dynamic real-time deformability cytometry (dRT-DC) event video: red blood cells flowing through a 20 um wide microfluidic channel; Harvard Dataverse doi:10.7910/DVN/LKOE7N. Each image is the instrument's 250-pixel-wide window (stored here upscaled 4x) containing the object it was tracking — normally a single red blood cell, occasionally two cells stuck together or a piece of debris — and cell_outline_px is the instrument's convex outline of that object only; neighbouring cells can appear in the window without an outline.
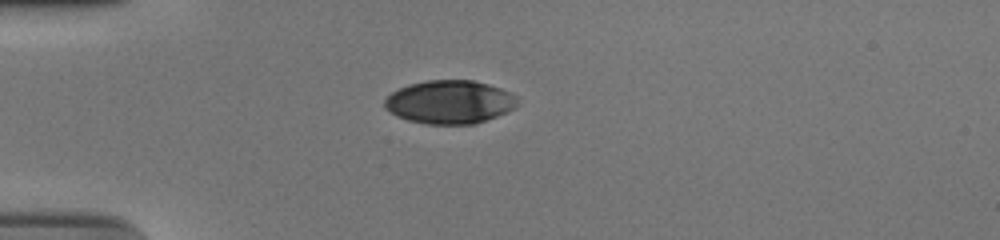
{"species": "human", "species_latin": "Homo sapiens", "temperature_condition": "cold", "stored_images_in_passage": 41, "camera_frame_rate_fps": 3000, "um_per_image_px": 0.085, "donor": {"sex": "male"}, "frame": {"image": 1, "passage_image": 1, "time_ms": 0.0, "image_size_px": [1000, 240], "cell_outline_px": [[516, 108], [496, 116], [472, 124], [428, 124], [408, 120], [396, 116], [384, 108], [384, 100], [392, 92], [408, 84], [428, 80], [472, 80], [488, 84], [512, 92], [516, 96]], "centroid_in_image_um": [38.21, 8.66], "position_along_channel_um": 46.8, "area_um2": 33.52}}
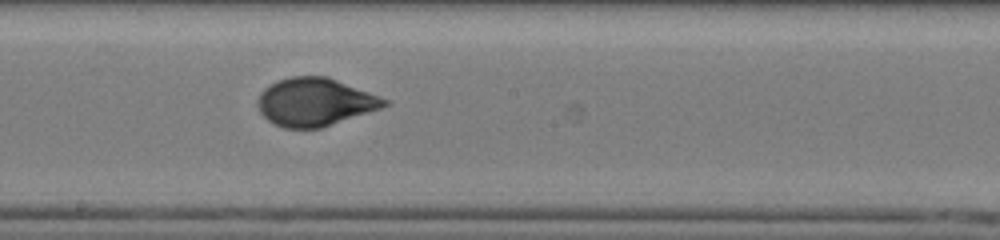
{"frame": {"image": 2, "passage_image": 17, "time_ms": 5.333, "image_size_px": [1000, 240], "cell_outline_px": [[392, 104], [320, 128], [284, 128], [268, 120], [260, 112], [256, 104], [256, 100], [260, 92], [264, 88], [276, 80], [292, 76], [328, 76], [388, 100]], "centroid_in_image_um": [26.72, 8.66], "position_along_channel_um": 221.5, "area_um2": 35.26}}
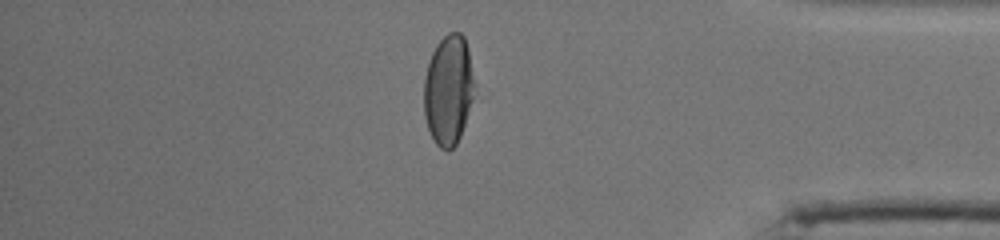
{"frame": {"image": 3, "passage_image": 33, "time_ms": 10.667, "image_size_px": [1000, 240], "cell_outline_px": [[472, 100], [460, 136], [456, 144], [448, 152], [440, 148], [436, 144], [428, 128], [424, 116], [424, 80], [428, 64], [432, 52], [436, 44], [448, 32], [460, 32], [464, 36], [468, 48], [472, 76]], "centroid_in_image_um": [38.08, 7.65], "position_along_channel_um": 397.1, "area_um2": 31.91}, "authors_computed_cell_mechanics": {"area_um2": 35.3736, "velocity_mm_per_s": 3.7394, "shape_relaxation_time_tau1_ms": 3.7947, "shape_relaxation_time_tau2_ms": null, "deformation_change_tau1": 0.1682, "deformation_change_tau2": null}}